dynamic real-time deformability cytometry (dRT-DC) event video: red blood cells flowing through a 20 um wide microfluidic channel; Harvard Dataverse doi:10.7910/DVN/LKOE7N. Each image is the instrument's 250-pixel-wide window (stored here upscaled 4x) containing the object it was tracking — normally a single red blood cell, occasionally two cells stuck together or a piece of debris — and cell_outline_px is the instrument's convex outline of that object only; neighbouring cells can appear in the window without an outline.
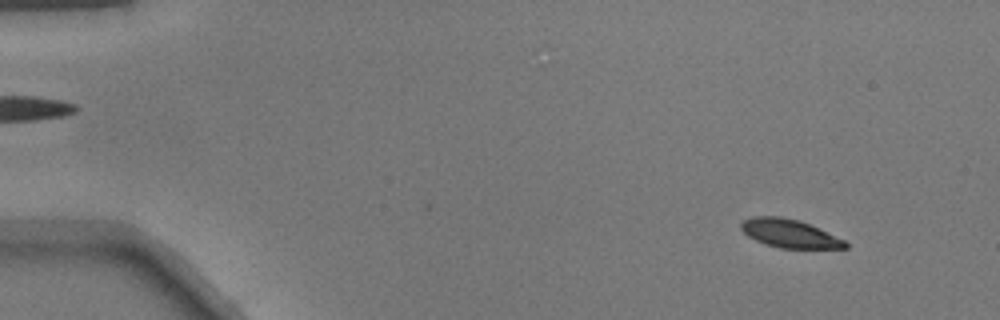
{"species": "common noctule bat (a hibernating species)", "species_latin": "Nyctalus noctula", "temperature_condition": "warm", "stored_images_in_passage": 52, "camera_frame_rate_fps": 3000, "um_per_image_px": 0.085, "animal": {"sex": "male", "body_mass_g": 17.9}, "frame": {"image": 1, "passage_image": 5, "time_ms": 1.333, "image_size_px": [1000, 320], "cell_outline_px": [[848, 248], [780, 248], [764, 244], [748, 236], [740, 228], [740, 224], [744, 220], [752, 216], [780, 216], [800, 220], [844, 240], [848, 244]], "centroid_in_image_um": [67.07, 19.84], "position_along_channel_um": 17.9, "area_um2": 17.11}}
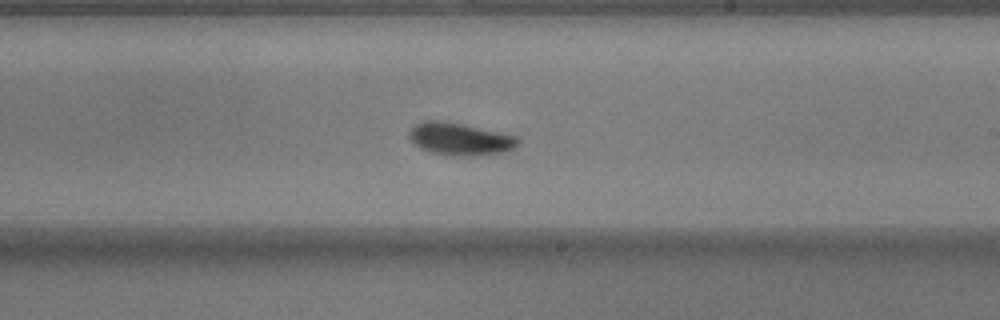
{"frame": {"image": 2, "passage_image": 31, "time_ms": 10.0, "image_size_px": [1000, 320], "cell_outline_px": [[520, 144], [512, 148], [500, 152], [472, 156], [460, 156], [432, 152], [420, 148], [408, 136], [408, 132], [416, 124], [424, 120], [440, 120], [464, 124], [500, 132], [516, 136], [520, 140]], "centroid_in_image_um": [39.09, 11.8], "position_along_channel_um": 249.9, "area_um2": 20.35}}
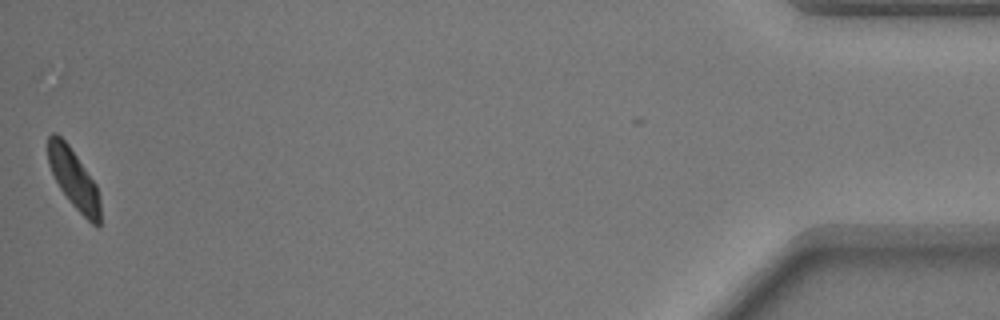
{"frame": {"image": 3, "passage_image": 51, "time_ms": 16.667, "image_size_px": [1000, 320], "cell_outline_px": [[100, 224], [96, 228], [72, 204], [60, 188], [48, 164], [48, 136], [52, 132], [56, 132], [68, 144], [96, 184], [100, 200]], "centroid_in_image_um": [6.27, 15.2], "position_along_channel_um": 428.9, "area_um2": 17.86}}